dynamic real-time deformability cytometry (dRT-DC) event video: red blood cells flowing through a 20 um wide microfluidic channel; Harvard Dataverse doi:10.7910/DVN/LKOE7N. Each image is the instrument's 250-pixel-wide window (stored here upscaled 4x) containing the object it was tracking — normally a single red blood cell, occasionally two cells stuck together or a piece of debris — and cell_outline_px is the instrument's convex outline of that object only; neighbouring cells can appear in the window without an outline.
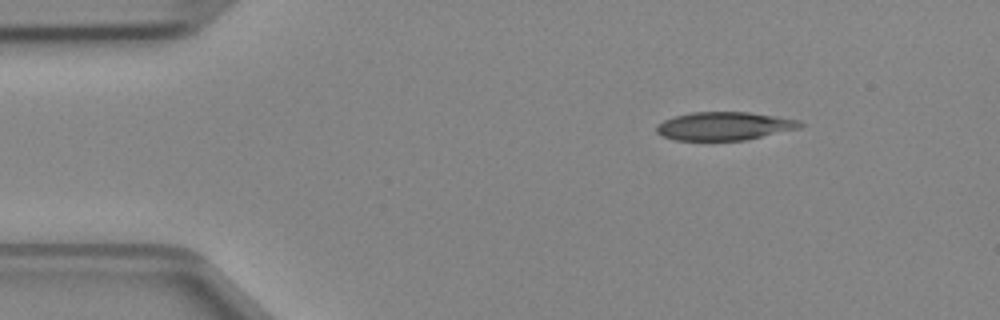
{"species": "Egyptian fruit bat (a non-hibernating species)", "species_latin": "Rousettus aegyptiacus", "temperature_condition": "cold", "stored_images_in_passage": 3, "camera_frame_rate_fps": 3000, "um_per_image_px": 0.085, "animal": {"sex": "female"}, "frame": {"image": 1, "passage_image": 1, "time_ms": 0.0, "image_size_px": [1000, 320], "cell_outline_px": [[804, 124], [800, 128], [744, 140], [676, 140], [660, 136], [656, 132], [656, 128], [664, 120], [676, 116], [692, 112], [748, 112], [776, 116], [800, 120]], "centroid_in_image_um": [61.57, 10.71], "position_along_channel_um": 23.4, "area_um2": 23.52}}
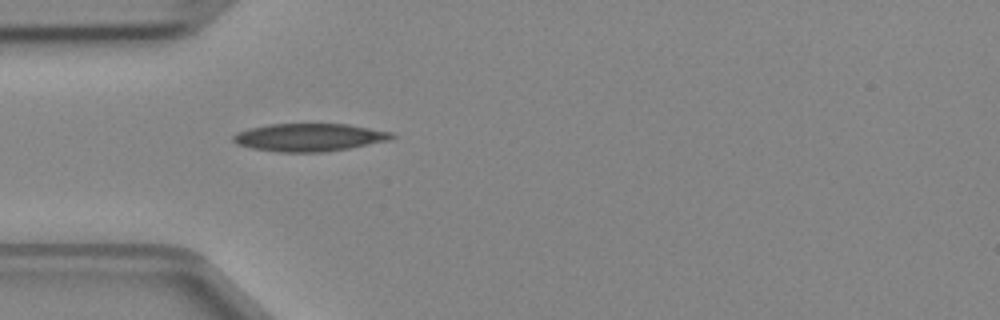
{"frame": {"image": 2, "passage_image": 3, "time_ms": 0.667, "image_size_px": [1000, 320], "cell_outline_px": [[396, 136], [388, 140], [348, 148], [324, 152], [280, 152], [252, 148], [236, 144], [232, 140], [232, 136], [236, 132], [248, 128], [268, 124], [348, 124], [392, 132]], "centroid_in_image_um": [26.24, 11.67], "position_along_channel_um": 58.8, "area_um2": 25.66}}